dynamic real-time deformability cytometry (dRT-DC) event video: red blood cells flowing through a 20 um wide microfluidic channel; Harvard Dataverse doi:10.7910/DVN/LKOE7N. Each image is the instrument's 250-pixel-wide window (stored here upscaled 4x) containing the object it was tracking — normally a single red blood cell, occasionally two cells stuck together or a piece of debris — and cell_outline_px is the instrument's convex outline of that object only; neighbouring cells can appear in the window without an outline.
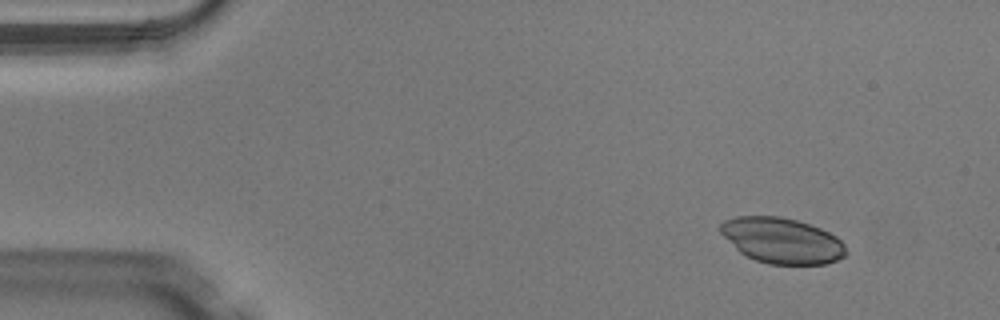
{"species": "Egyptian fruit bat (a non-hibernating species)", "species_latin": "Rousettus aegyptiacus", "temperature_condition": "warm", "stored_images_in_passage": 45, "camera_frame_rate_fps": 3000, "um_per_image_px": 0.085, "animal": {"sex": "male"}, "frame": {"image": 1, "passage_image": 1, "time_ms": 0.0, "image_size_px": [1000, 320], "cell_outline_px": [[848, 252], [844, 256], [836, 260], [824, 264], [768, 264], [756, 260], [740, 252], [720, 232], [720, 224], [724, 220], [736, 216], [780, 216], [796, 220], [820, 228], [836, 236], [844, 244]], "centroid_in_image_um": [66.47, 20.44], "position_along_channel_um": 18.5, "area_um2": 33.18}}
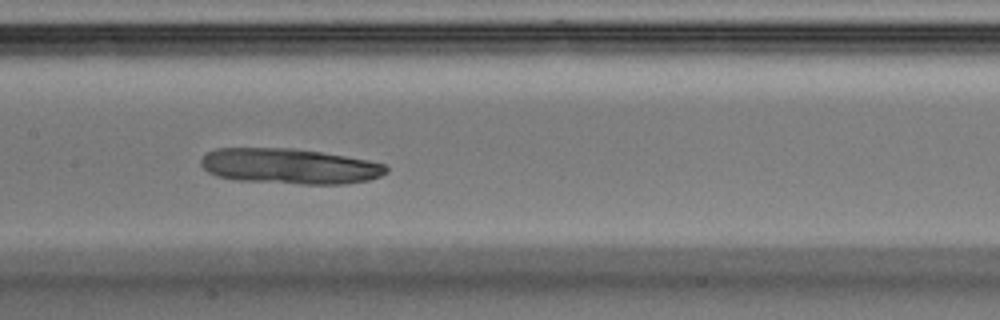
{"frame": {"image": 2, "passage_image": 20, "time_ms": 6.333, "image_size_px": [1000, 320], "cell_outline_px": [[388, 172], [380, 176], [368, 180], [344, 184], [300, 184], [236, 180], [216, 176], [208, 172], [200, 164], [200, 160], [208, 152], [216, 148], [292, 148], [320, 152], [368, 160], [384, 164], [388, 168]], "centroid_in_image_um": [24.59, 14.13], "position_along_channel_um": 182.8, "area_um2": 38.26}}
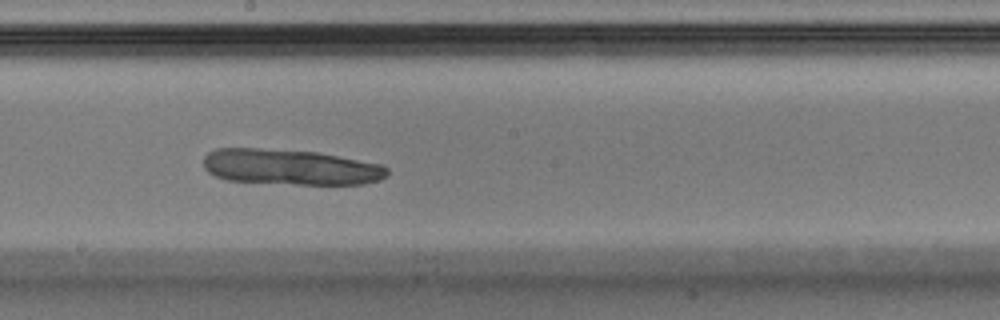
{"frame": {"image": 3, "passage_image": 23, "time_ms": 7.333, "image_size_px": [1000, 320], "cell_outline_px": [[388, 176], [380, 180], [364, 184], [296, 184], [224, 180], [208, 172], [204, 168], [204, 156], [208, 152], [216, 148], [260, 148], [316, 152], [380, 164], [388, 168]], "centroid_in_image_um": [24.66, 14.2], "position_along_channel_um": 223.5, "area_um2": 38.15}}